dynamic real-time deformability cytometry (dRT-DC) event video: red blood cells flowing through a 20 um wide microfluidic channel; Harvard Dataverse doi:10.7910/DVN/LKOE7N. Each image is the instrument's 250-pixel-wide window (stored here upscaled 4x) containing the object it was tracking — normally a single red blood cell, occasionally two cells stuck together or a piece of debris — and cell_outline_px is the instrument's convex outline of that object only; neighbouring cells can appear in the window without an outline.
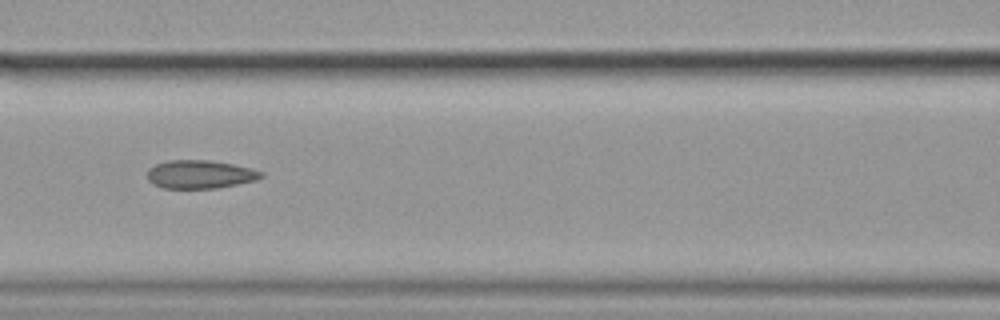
{"species": "common noctule bat (a hibernating species)", "species_latin": "Nyctalus noctula", "temperature_condition": "cold", "stored_images_in_passage": 14, "camera_frame_rate_fps": 3000, "um_per_image_px": 0.085, "animal": {"sex": "female", "body_mass_g": 19.9}, "frame": {"image": 1, "passage_image": 7, "time_ms": 2.0, "image_size_px": [1000, 320], "cell_outline_px": [[264, 176], [256, 180], [216, 188], [164, 188], [152, 184], [148, 180], [148, 168], [156, 164], [168, 160], [208, 160], [232, 164], [252, 168], [264, 172]], "centroid_in_image_um": [17.0, 14.81], "position_along_channel_um": 149.6, "area_um2": 18.79}}
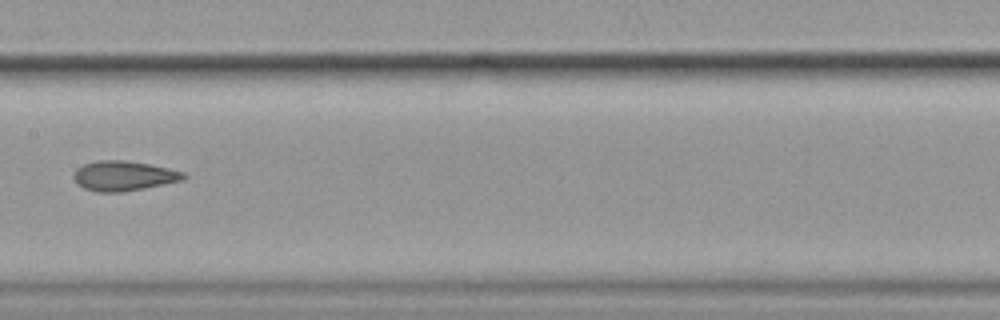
{"frame": {"image": 2, "passage_image": 8, "time_ms": 2.333, "image_size_px": [1000, 320], "cell_outline_px": [[188, 176], [184, 180], [124, 192], [96, 192], [84, 188], [76, 184], [72, 176], [76, 168], [84, 164], [100, 160], [124, 160], [148, 164], [168, 168], [184, 172]], "centroid_in_image_um": [10.5, 14.95], "position_along_channel_um": 196.9, "area_um2": 19.25}}
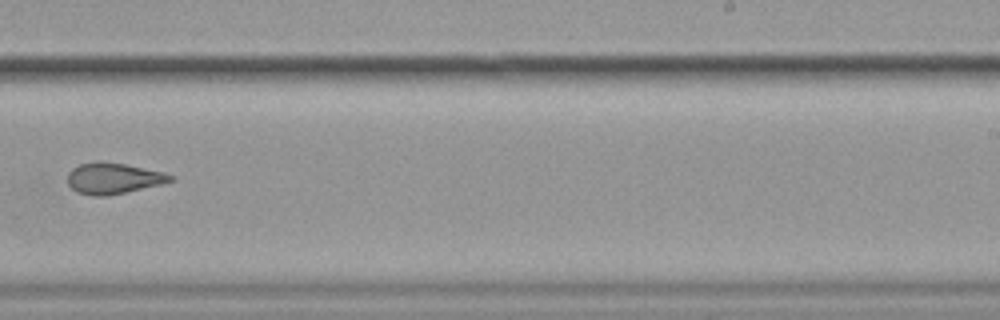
{"frame": {"image": 3, "passage_image": 10, "time_ms": 3.0, "image_size_px": [1000, 320], "cell_outline_px": [[176, 176], [172, 180], [160, 184], [108, 196], [92, 196], [76, 192], [68, 184], [68, 172], [72, 168], [80, 164], [100, 160], [124, 164], [160, 172]], "centroid_in_image_um": [9.57, 15.16], "position_along_channel_um": 279.4, "area_um2": 18.44}}